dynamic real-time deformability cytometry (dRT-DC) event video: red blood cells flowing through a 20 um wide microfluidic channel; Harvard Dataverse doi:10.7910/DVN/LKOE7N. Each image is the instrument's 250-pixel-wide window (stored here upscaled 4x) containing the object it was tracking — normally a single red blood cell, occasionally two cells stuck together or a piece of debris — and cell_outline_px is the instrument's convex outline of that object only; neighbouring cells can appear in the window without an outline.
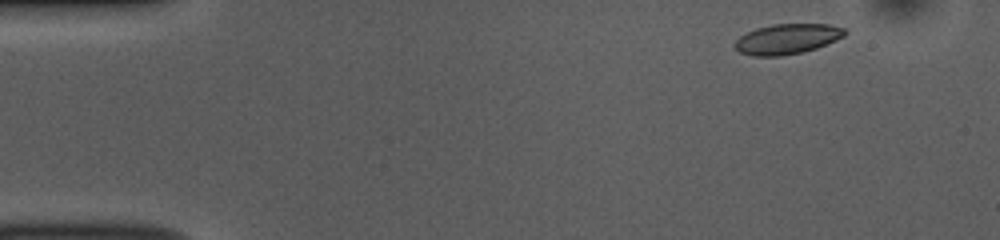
{"species": "common noctule bat (a hibernating species)", "species_latin": "Nyctalus noctula", "temperature_condition": "room temperature", "stored_images_in_passage": 47, "camera_frame_rate_fps": 3000, "um_per_image_px": 0.085, "animal": {"sex": "female", "body_mass_g": 10.0, "forearm_length_mm": 53.1}, "frame": {"image": 1, "passage_image": 1, "time_ms": 0.0, "image_size_px": [1000, 240], "cell_outline_px": [[848, 32], [844, 36], [836, 40], [816, 48], [804, 52], [780, 56], [752, 56], [740, 52], [732, 44], [740, 36], [756, 28], [772, 24], [828, 24], [844, 28]], "centroid_in_image_um": [66.91, 3.31], "position_along_channel_um": 18.1, "area_um2": 19.42}}
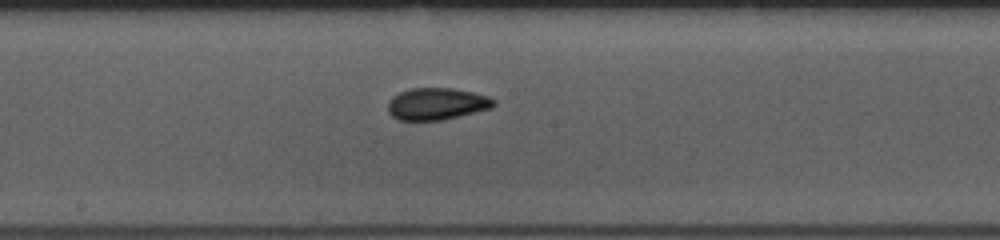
{"frame": {"image": 2, "passage_image": 23, "time_ms": 7.333, "image_size_px": [1000, 240], "cell_outline_px": [[496, 104], [492, 108], [440, 120], [400, 120], [392, 116], [388, 112], [388, 100], [392, 96], [400, 92], [412, 88], [452, 88], [472, 92], [488, 96], [496, 100]], "centroid_in_image_um": [37.12, 8.82], "position_along_channel_um": 211.1, "area_um2": 19.65}}
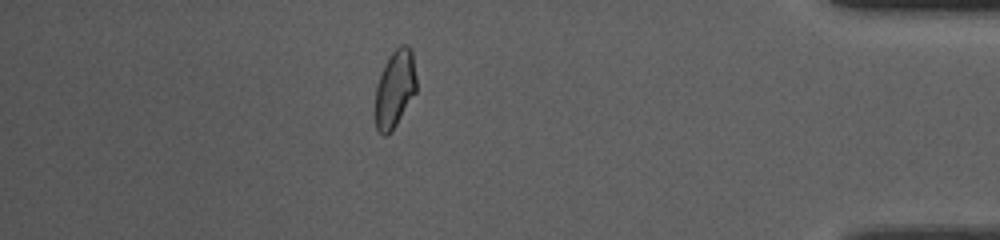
{"frame": {"image": 3, "passage_image": 41, "time_ms": 13.333, "image_size_px": [1000, 240], "cell_outline_px": [[416, 92], [396, 124], [384, 136], [376, 128], [372, 116], [372, 112], [376, 88], [384, 64], [392, 52], [400, 44], [408, 44], [412, 52], [416, 76]], "centroid_in_image_um": [33.52, 7.55], "position_along_channel_um": 401.7, "area_um2": 18.84}, "authors_computed_cell_mechanics": {"area_um2": 19.5942, "velocity_mm_per_s": 3.8567, "shape_relaxation_time_tau1_ms": 3.3728, "shape_relaxation_time_tau2_ms": 2.5013, "deformation_change_tau1": 0.0986, "deformation_change_tau2": 0.0548}}